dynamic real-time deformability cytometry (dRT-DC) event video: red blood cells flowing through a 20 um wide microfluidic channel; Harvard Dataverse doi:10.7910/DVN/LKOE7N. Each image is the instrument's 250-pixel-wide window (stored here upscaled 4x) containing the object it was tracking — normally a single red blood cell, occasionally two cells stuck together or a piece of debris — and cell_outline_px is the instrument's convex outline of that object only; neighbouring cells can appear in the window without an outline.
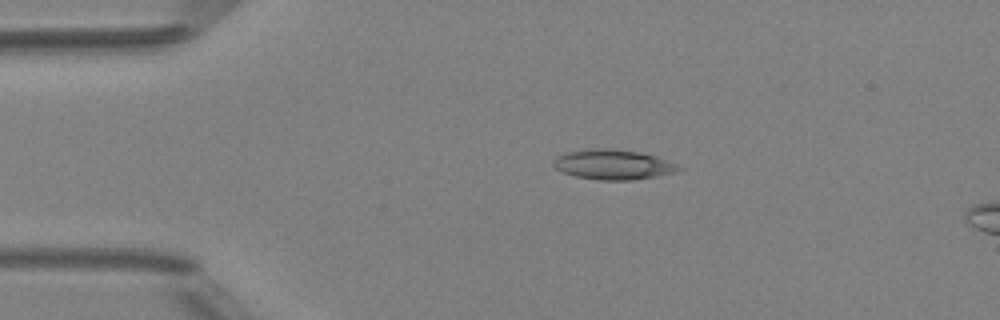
{"species": "Egyptian fruit bat (a non-hibernating species)", "species_latin": "Rousettus aegyptiacus", "temperature_condition": "room temperature", "stored_images_in_passage": 5, "camera_frame_rate_fps": 3000, "um_per_image_px": 0.085, "animal": {"sex": "female"}, "frame": {"image": 1, "passage_image": 3, "time_ms": 2.333, "image_size_px": [1000, 320], "cell_outline_px": [[684, 168], [676, 172], [656, 176], [632, 180], [600, 180], [576, 176], [564, 172], [556, 168], [552, 164], [552, 160], [556, 156], [568, 152], [596, 148], [604, 148], [640, 152], [656, 156], [676, 164]], "centroid_in_image_um": [52.12, 13.99], "position_along_channel_um": 32.9, "area_um2": 21.68}}